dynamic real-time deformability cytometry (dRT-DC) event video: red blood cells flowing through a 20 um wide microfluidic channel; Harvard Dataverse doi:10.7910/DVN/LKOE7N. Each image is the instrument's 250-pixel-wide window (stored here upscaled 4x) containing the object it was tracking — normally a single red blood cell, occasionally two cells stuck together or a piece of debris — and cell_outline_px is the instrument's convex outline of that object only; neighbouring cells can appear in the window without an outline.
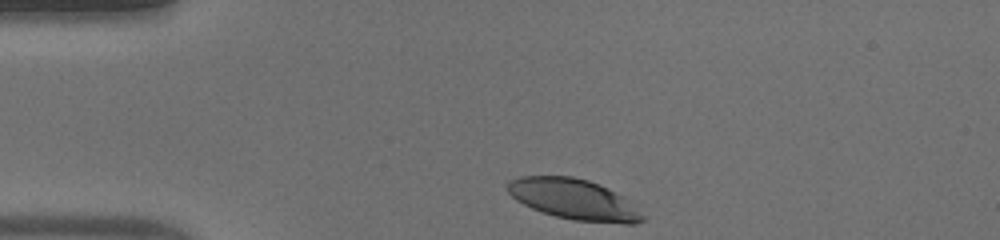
{"species": "human", "species_latin": "Homo sapiens", "temperature_condition": "warm", "stored_images_in_passage": 32, "camera_frame_rate_fps": 3000, "um_per_image_px": 0.085, "donor": {"sex": "male"}, "frame": {"image": 1, "passage_image": 1, "time_ms": 0.0, "image_size_px": [1000, 240], "cell_outline_px": [[648, 216], [644, 220], [636, 224], [624, 224], [572, 220], [556, 216], [532, 208], [516, 200], [504, 188], [508, 180], [520, 176], [572, 176], [588, 180], [600, 184], [624, 196]], "centroid_in_image_um": [48.82, 16.95], "position_along_channel_um": 36.2, "area_um2": 32.43}}
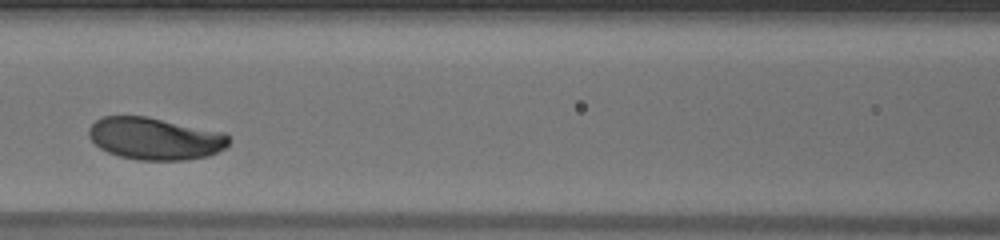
{"frame": {"image": 2, "passage_image": 13, "time_ms": 4.0, "image_size_px": [1000, 240], "cell_outline_px": [[228, 144], [224, 148], [208, 156], [184, 160], [136, 160], [120, 156], [108, 152], [100, 148], [88, 136], [88, 128], [100, 116], [148, 116], [224, 132], [228, 136]], "centroid_in_image_um": [13.15, 11.77], "position_along_channel_um": 153.4, "area_um2": 34.51}}
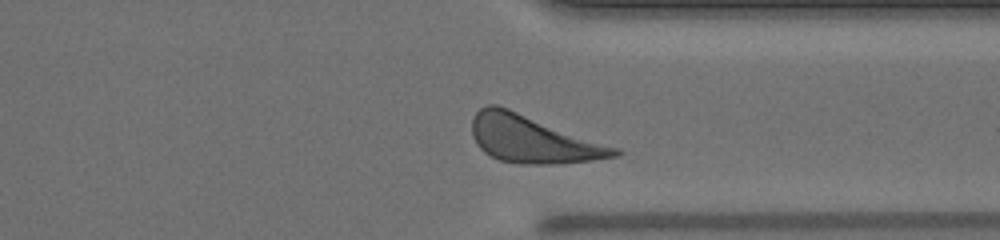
{"frame": {"image": 3, "passage_image": 29, "time_ms": 9.333, "image_size_px": [1000, 240], "cell_outline_px": [[624, 152], [620, 156], [592, 160], [552, 164], [520, 164], [500, 160], [484, 152], [476, 144], [472, 136], [472, 116], [480, 108], [488, 104], [496, 104], [508, 108], [620, 148]], "centroid_in_image_um": [45.3, 11.83], "position_along_channel_um": 366.1, "area_um2": 39.48}, "authors_computed_cell_mechanics": {"area_um2": 34.8534, "velocity_mm_per_s": 3.9925, "shape_relaxation_time_tau1_ms": 1.5757, "shape_relaxation_time_tau2_ms": 7.7212, "deformation_change_tau1": 0.1224, "deformation_change_tau2": 0.2052}}